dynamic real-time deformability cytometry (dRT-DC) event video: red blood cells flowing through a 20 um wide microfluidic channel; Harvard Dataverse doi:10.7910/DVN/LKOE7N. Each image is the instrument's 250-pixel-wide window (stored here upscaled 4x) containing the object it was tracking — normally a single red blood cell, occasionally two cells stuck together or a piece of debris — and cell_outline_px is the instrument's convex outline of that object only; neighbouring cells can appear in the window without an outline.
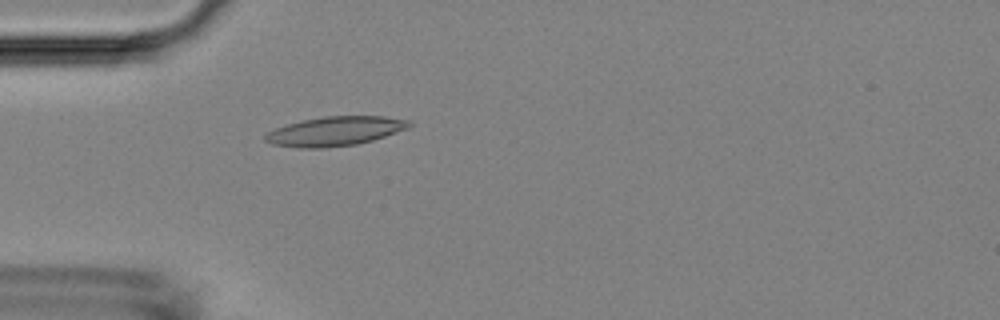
{"species": "Egyptian fruit bat (a non-hibernating species)", "species_latin": "Rousettus aegyptiacus", "temperature_condition": "room temperature", "stored_images_in_passage": 4, "camera_frame_rate_fps": 3000, "um_per_image_px": 0.085, "animal": {"sex": "female"}, "frame": {"image": 1, "passage_image": 4, "time_ms": 1.0, "image_size_px": [1000, 320], "cell_outline_px": [[412, 124], [408, 128], [372, 140], [356, 144], [320, 148], [300, 148], [272, 144], [264, 140], [264, 136], [268, 132], [276, 128], [300, 120], [324, 116], [384, 116], [408, 120]], "centroid_in_image_um": [28.45, 11.14], "position_along_channel_um": 56.5, "area_um2": 24.39}}